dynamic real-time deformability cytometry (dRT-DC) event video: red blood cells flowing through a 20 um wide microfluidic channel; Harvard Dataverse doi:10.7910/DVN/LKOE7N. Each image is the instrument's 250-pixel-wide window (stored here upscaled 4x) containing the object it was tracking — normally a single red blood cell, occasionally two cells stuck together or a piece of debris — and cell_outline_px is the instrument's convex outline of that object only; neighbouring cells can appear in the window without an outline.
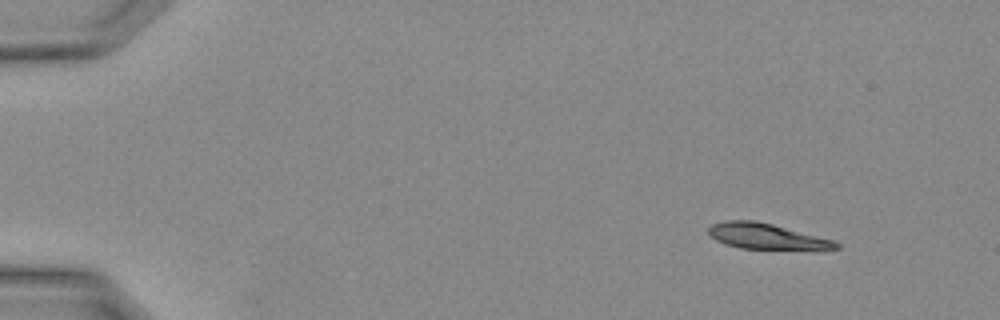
{"species": "Egyptian fruit bat (a non-hibernating species)", "species_latin": "Rousettus aegyptiacus", "temperature_condition": "warm", "stored_images_in_passage": 9, "camera_frame_rate_fps": 3000, "um_per_image_px": 0.085, "animal": {"sex": "female"}, "frame": {"image": 1, "passage_image": 1, "time_ms": 0.0, "image_size_px": [1000, 320], "cell_outline_px": [[840, 248], [740, 248], [724, 244], [708, 236], [708, 228], [712, 224], [724, 220], [756, 220], [836, 240], [840, 244]], "centroid_in_image_um": [65.07, 20.06], "position_along_channel_um": 19.9, "area_um2": 18.79}}